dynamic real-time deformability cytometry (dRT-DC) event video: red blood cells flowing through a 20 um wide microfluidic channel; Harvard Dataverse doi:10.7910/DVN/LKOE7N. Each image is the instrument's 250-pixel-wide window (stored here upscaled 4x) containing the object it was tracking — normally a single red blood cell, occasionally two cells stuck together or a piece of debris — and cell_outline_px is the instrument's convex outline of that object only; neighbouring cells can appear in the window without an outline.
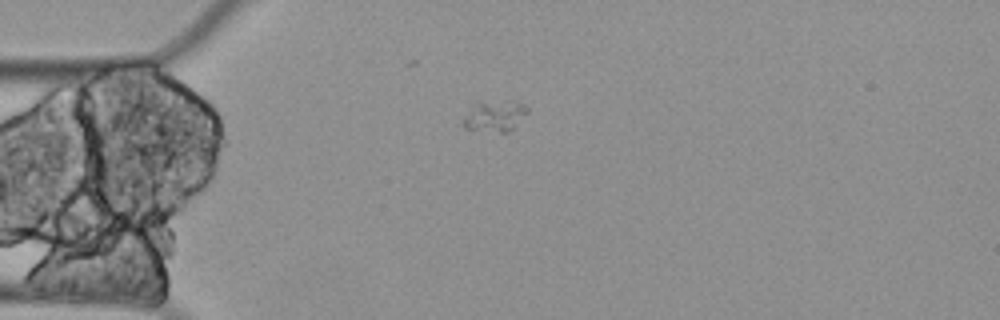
{"species": "Egyptian fruit bat (a non-hibernating species)", "species_latin": "Rousettus aegyptiacus", "temperature_condition": "cold", "stored_images_in_passage": 7, "camera_frame_rate_fps": 3000, "um_per_image_px": 0.085, "animal": {"sex": "female"}, "frame": {"image": 1, "passage_image": 1, "time_ms": 0.0, "image_size_px": [1000, 320], "cell_outline_px": [[528, 112], [508, 132], [500, 132], [464, 128], [464, 120], [476, 100], [516, 100], [524, 104], [528, 108]], "centroid_in_image_um": [42.09, 9.79], "position_along_channel_um": 42.9, "area_um2": 11.68}}
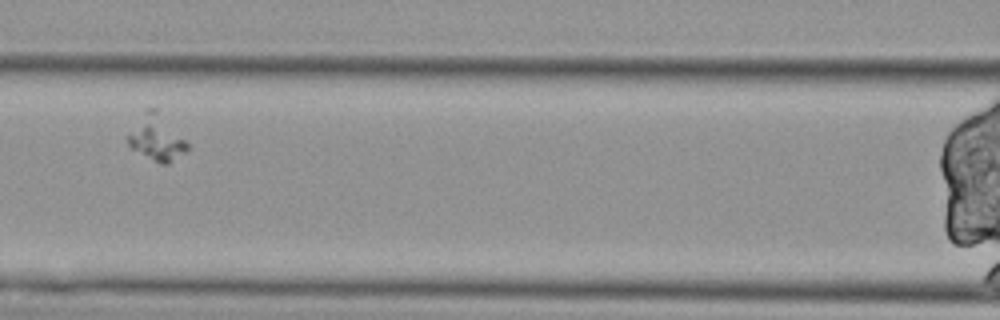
{"frame": {"image": 2, "passage_image": 4, "time_ms": 1.0, "image_size_px": [1000, 320], "cell_outline_px": [[188, 152], [168, 164], [160, 164], [132, 148], [128, 144], [128, 136], [148, 108], [156, 108], [188, 144]], "centroid_in_image_um": [13.36, 11.77], "position_along_channel_um": 153.2, "area_um2": 15.09}}